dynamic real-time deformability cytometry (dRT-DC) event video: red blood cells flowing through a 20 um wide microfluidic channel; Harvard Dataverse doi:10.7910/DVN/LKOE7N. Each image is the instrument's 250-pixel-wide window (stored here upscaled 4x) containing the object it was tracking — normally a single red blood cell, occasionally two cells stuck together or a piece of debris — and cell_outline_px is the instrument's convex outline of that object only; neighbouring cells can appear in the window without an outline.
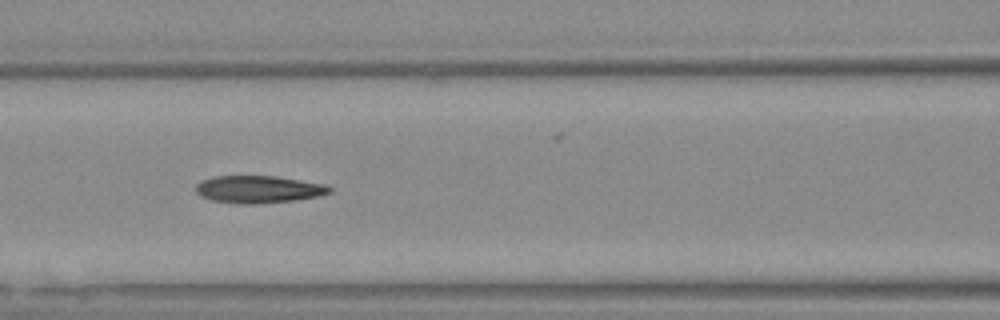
{"species": "Egyptian fruit bat (a non-hibernating species)", "species_latin": "Rousettus aegyptiacus", "temperature_condition": "warm", "stored_images_in_passage": 44, "camera_frame_rate_fps": 3000, "um_per_image_px": 0.085, "animal": {"sex": "female"}, "frame": {"image": 1, "passage_image": 13, "time_ms": 4.0, "image_size_px": [1000, 320], "cell_outline_px": [[332, 192], [316, 196], [296, 200], [256, 204], [240, 204], [212, 200], [200, 196], [196, 192], [196, 184], [200, 180], [216, 176], [276, 176], [324, 184], [332, 188]], "centroid_in_image_um": [21.94, 16.09], "position_along_channel_um": 144.7, "area_um2": 21.33}}
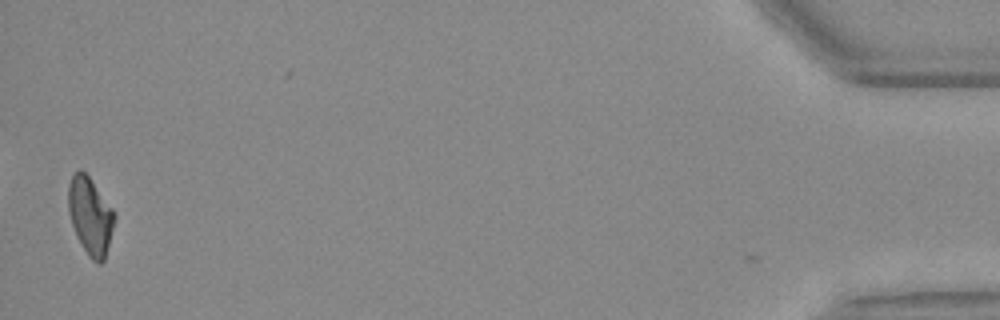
{"frame": {"image": 2, "passage_image": 43, "time_ms": 14.0, "image_size_px": [1000, 320], "cell_outline_px": [[116, 216], [104, 260], [100, 264], [96, 264], [88, 256], [72, 224], [68, 208], [68, 184], [72, 176], [80, 168], [88, 176], [112, 208]], "centroid_in_image_um": [7.67, 18.35], "position_along_channel_um": 427.5, "area_um2": 20.35}, "authors_computed_cell_mechanics": {"area_um2": 21.3571, "velocity_mm_per_s": 3.7575, "shape_relaxation_time_tau1_ms": null, "shape_relaxation_time_tau2_ms": 4.0176, "deformation_change_tau1": null, "deformation_change_tau2": 0.1265}}